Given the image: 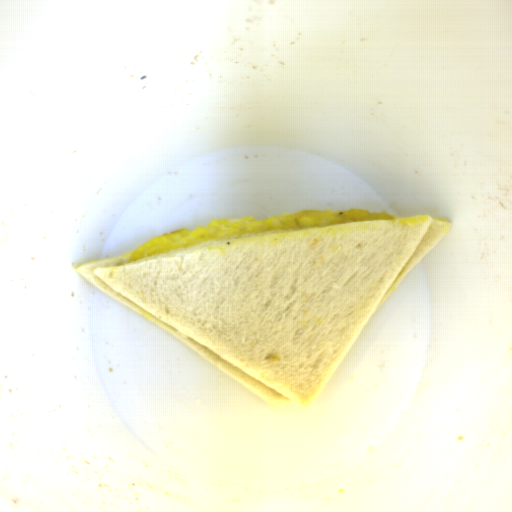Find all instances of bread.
<instances>
[{"label": "bread", "instance_id": "8d2b1439", "mask_svg": "<svg viewBox=\"0 0 512 512\" xmlns=\"http://www.w3.org/2000/svg\"><path fill=\"white\" fill-rule=\"evenodd\" d=\"M394 218L241 234L128 261L134 251L75 270L268 405L307 407L452 226Z\"/></svg>", "mask_w": 512, "mask_h": 512}]
</instances>
